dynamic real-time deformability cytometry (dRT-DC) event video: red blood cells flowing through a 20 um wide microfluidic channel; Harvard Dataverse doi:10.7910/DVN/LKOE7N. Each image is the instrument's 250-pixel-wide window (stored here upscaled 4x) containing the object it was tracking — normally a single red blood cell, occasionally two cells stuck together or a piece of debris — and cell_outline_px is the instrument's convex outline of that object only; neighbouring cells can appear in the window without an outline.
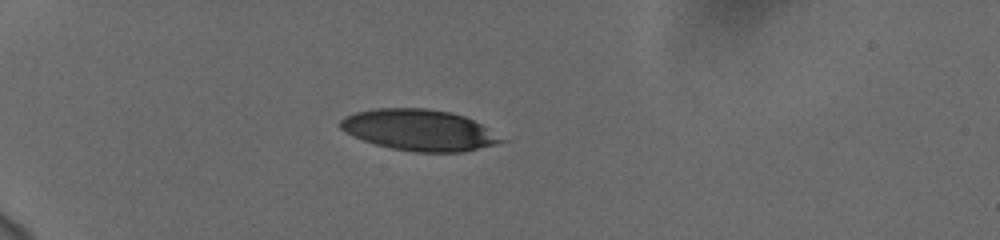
{"species": "human", "species_latin": "Homo sapiens", "temperature_condition": "cold", "stored_images_in_passage": 40, "camera_frame_rate_fps": 3000, "um_per_image_px": 0.085, "donor": {"sex": "female"}, "frame": {"image": 1, "passage_image": 1, "time_ms": 0.0, "image_size_px": [1000, 240], "cell_outline_px": [[516, 136], [512, 140], [464, 152], [416, 152], [392, 148], [376, 144], [352, 136], [344, 132], [340, 128], [340, 120], [344, 116], [356, 112], [376, 108], [428, 108], [452, 112], [464, 116]], "centroid_in_image_um": [35.85, 11.05], "position_along_channel_um": 49.2, "area_um2": 39.94}}
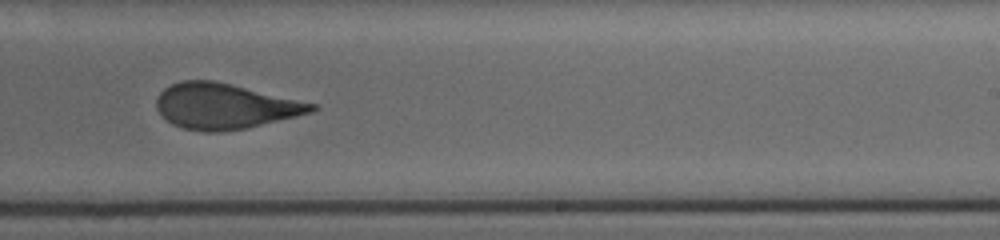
{"frame": {"image": 2, "passage_image": 22, "time_ms": 7.0, "image_size_px": [1000, 240], "cell_outline_px": [[320, 108], [312, 112], [296, 116], [244, 128], [220, 132], [204, 132], [184, 128], [172, 124], [156, 108], [156, 100], [160, 92], [164, 88], [180, 80], [212, 80], [232, 84], [320, 104]], "centroid_in_image_um": [19.14, 9.01], "position_along_channel_um": 269.9, "area_um2": 41.1}}
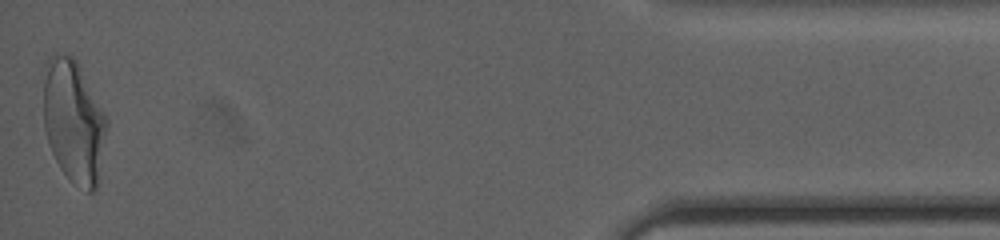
{"frame": {"image": 3, "passage_image": 40, "time_ms": 13.0, "image_size_px": [1000, 240], "cell_outline_px": [[108, 124], [96, 188], [92, 192], [88, 192], [68, 176], [60, 168], [52, 152], [44, 128], [44, 64], [48, 56], [56, 52], [68, 52], [76, 60], [108, 120]], "centroid_in_image_um": [6.24, 10.23], "position_along_channel_um": 429.0, "area_um2": 45.03}, "authors_computed_cell_mechanics": {"area_um2": 41.7894, "velocity_mm_per_s": 3.7649, "shape_relaxation_time_tau1_ms": 6.6605, "shape_relaxation_time_tau2_ms": 1.2311, "deformation_change_tau1": 0.2046, "deformation_change_tau2": 0.0941}}